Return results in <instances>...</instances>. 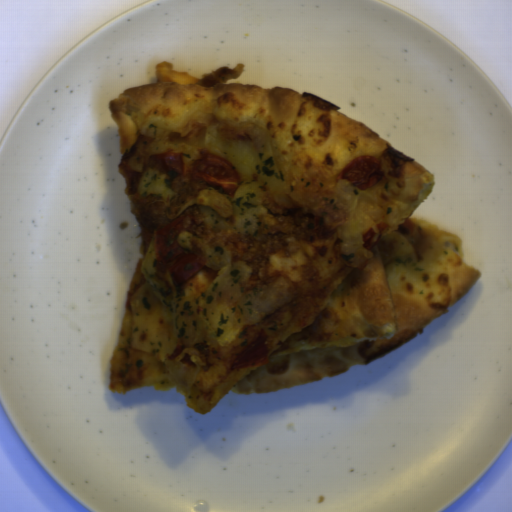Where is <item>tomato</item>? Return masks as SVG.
I'll return each mask as SVG.
<instances>
[{
  "instance_id": "obj_4",
  "label": "tomato",
  "mask_w": 512,
  "mask_h": 512,
  "mask_svg": "<svg viewBox=\"0 0 512 512\" xmlns=\"http://www.w3.org/2000/svg\"><path fill=\"white\" fill-rule=\"evenodd\" d=\"M269 360L266 349V335H258L238 354L233 370L250 368L267 364Z\"/></svg>"
},
{
  "instance_id": "obj_2",
  "label": "tomato",
  "mask_w": 512,
  "mask_h": 512,
  "mask_svg": "<svg viewBox=\"0 0 512 512\" xmlns=\"http://www.w3.org/2000/svg\"><path fill=\"white\" fill-rule=\"evenodd\" d=\"M192 174L208 187H218L225 195H235L240 176L237 170L225 159L215 154H201L190 163Z\"/></svg>"
},
{
  "instance_id": "obj_5",
  "label": "tomato",
  "mask_w": 512,
  "mask_h": 512,
  "mask_svg": "<svg viewBox=\"0 0 512 512\" xmlns=\"http://www.w3.org/2000/svg\"><path fill=\"white\" fill-rule=\"evenodd\" d=\"M148 162L150 167L155 169L160 175L177 177L184 174L182 153L174 151L161 153L150 156Z\"/></svg>"
},
{
  "instance_id": "obj_3",
  "label": "tomato",
  "mask_w": 512,
  "mask_h": 512,
  "mask_svg": "<svg viewBox=\"0 0 512 512\" xmlns=\"http://www.w3.org/2000/svg\"><path fill=\"white\" fill-rule=\"evenodd\" d=\"M383 177L380 160L375 156L363 155L351 160L342 170L339 178L358 189H368Z\"/></svg>"
},
{
  "instance_id": "obj_1",
  "label": "tomato",
  "mask_w": 512,
  "mask_h": 512,
  "mask_svg": "<svg viewBox=\"0 0 512 512\" xmlns=\"http://www.w3.org/2000/svg\"><path fill=\"white\" fill-rule=\"evenodd\" d=\"M186 229L181 216L164 228L154 232L153 246L158 258L172 273L176 282L186 283L203 269L197 255L178 243Z\"/></svg>"
}]
</instances>
